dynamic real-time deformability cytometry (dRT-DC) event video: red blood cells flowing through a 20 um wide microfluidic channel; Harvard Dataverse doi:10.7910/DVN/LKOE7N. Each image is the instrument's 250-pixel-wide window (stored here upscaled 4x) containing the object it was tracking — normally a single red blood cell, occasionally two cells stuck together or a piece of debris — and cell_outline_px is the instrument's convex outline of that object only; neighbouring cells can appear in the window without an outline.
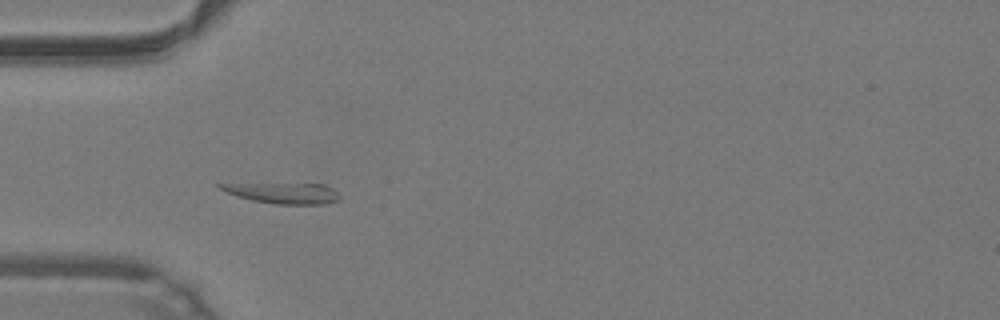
{"species": "common noctule bat (a hibernating species)", "species_latin": "Nyctalus noctula", "temperature_condition": "warm", "stored_images_in_passage": 34, "camera_frame_rate_fps": 3000, "um_per_image_px": 0.085, "animal": {"sex": "male", "body_mass_g": 19.2, "forearm_length_mm": 51.8}, "frame": {"image": 1, "passage_image": 4, "time_ms": 1.0, "image_size_px": [1000, 320], "cell_outline_px": [[340, 200], [324, 204], [276, 204], [252, 200], [236, 196], [220, 188], [216, 184], [324, 184], [332, 188], [340, 196]], "centroid_in_image_um": [24.15, 16.42], "position_along_channel_um": 60.9, "area_um2": 14.16}}
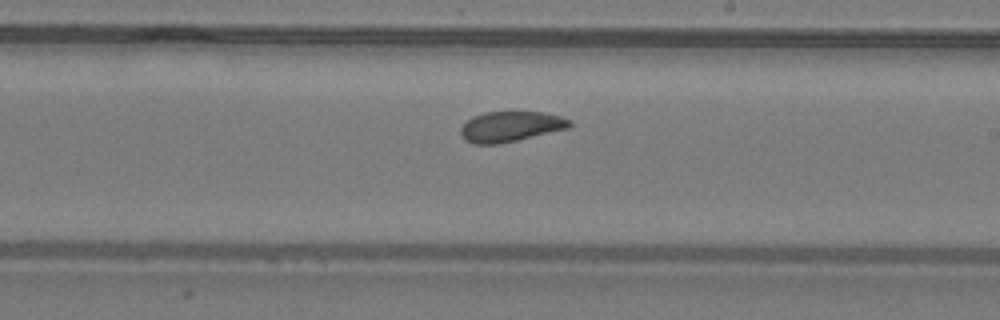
{"frame": {"image": 2, "passage_image": 14, "time_ms": 4.333, "image_size_px": [1000, 320], "cell_outline_px": [[572, 124], [568, 128], [516, 140], [496, 144], [472, 144], [464, 140], [460, 132], [460, 128], [472, 116], [484, 112], [544, 112], [560, 116], [572, 120]], "centroid_in_image_um": [43.38, 10.75], "position_along_channel_um": 245.6, "area_um2": 19.19}}
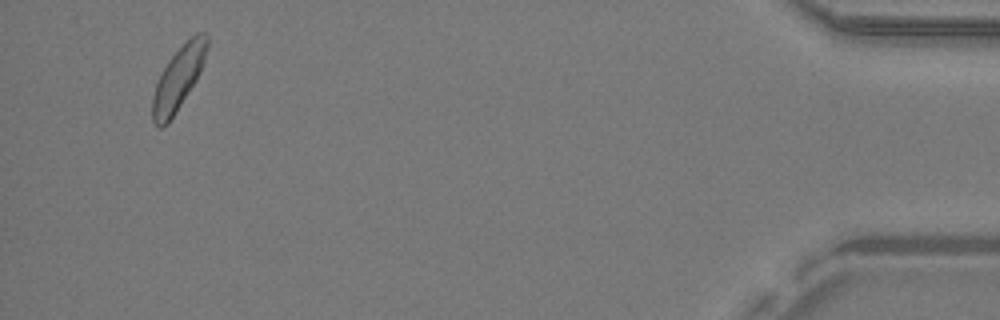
{"frame": {"image": 3, "passage_image": 32, "time_ms": 10.333, "image_size_px": [1000, 320], "cell_outline_px": [[208, 48], [200, 72], [196, 80], [168, 124], [160, 128], [152, 120], [152, 96], [160, 72], [168, 60], [196, 32], [204, 32], [208, 36]], "centroid_in_image_um": [15.15, 6.66], "position_along_channel_um": 420.0, "area_um2": 19.94}, "authors_computed_cell_mechanics": {"area_um2": 19.7098, "velocity_mm_per_s": 4.2278, "shape_relaxation_time_tau1_ms": 2.6777, "shape_relaxation_time_tau2_ms": null, "deformation_change_tau1": 0.068, "deformation_change_tau2": null}}